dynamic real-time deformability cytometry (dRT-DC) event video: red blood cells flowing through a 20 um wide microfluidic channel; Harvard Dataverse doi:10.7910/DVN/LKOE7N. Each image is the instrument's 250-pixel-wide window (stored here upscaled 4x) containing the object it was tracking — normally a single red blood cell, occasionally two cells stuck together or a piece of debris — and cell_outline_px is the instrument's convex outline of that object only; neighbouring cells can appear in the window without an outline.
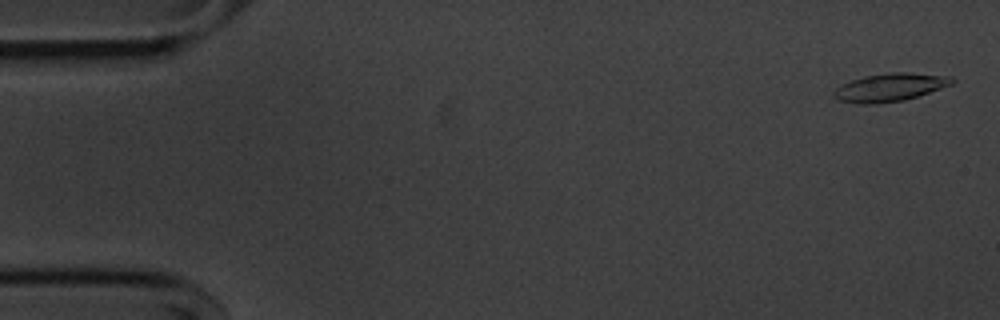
{"species": "common noctule bat (a hibernating species)", "species_latin": "Nyctalus noctula", "temperature_condition": "cold", "stored_images_in_passage": 11, "camera_frame_rate_fps": 3000, "um_per_image_px": 0.085, "animal": {"sex": "male", "body_mass_g": 20.1, "forearm_length_mm": 53.5}, "frame": {"image": 1, "passage_image": 2, "time_ms": 0.333, "image_size_px": [1000, 320], "cell_outline_px": [[956, 80], [952, 84], [904, 100], [872, 104], [864, 104], [840, 100], [832, 96], [832, 92], [840, 84], [864, 76], [888, 72], [908, 72], [952, 76]], "centroid_in_image_um": [75.63, 7.4], "position_along_channel_um": 9.4, "area_um2": 19.25}}